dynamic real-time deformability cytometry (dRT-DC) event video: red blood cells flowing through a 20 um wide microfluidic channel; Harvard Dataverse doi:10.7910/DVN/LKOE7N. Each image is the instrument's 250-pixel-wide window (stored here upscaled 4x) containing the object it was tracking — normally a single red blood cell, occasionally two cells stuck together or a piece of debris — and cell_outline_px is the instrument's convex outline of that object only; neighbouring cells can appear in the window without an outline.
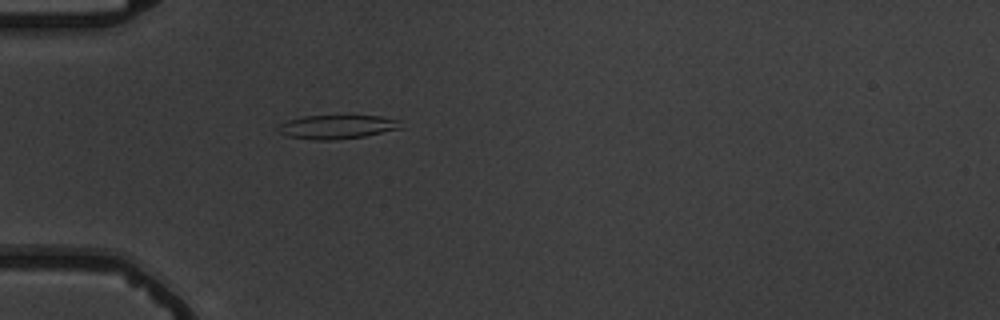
{"species": "common noctule bat (a hibernating species)", "species_latin": "Nyctalus noctula", "temperature_condition": "warm", "stored_images_in_passage": 1, "camera_frame_rate_fps": 3000, "um_per_image_px": 0.085, "animal": {"sex": "male", "body_mass_g": 19.5, "forearm_length_mm": 54.6}, "frame": {"image": 1, "passage_image": 1, "time_ms": 0.0, "image_size_px": [1000, 320], "cell_outline_px": [[404, 128], [364, 136], [336, 140], [316, 140], [288, 136], [280, 132], [276, 128], [280, 124], [288, 120], [304, 116], [380, 116], [400, 120]], "centroid_in_image_um": [28.69, 10.79], "position_along_channel_um": 56.3, "area_um2": 17.05}}